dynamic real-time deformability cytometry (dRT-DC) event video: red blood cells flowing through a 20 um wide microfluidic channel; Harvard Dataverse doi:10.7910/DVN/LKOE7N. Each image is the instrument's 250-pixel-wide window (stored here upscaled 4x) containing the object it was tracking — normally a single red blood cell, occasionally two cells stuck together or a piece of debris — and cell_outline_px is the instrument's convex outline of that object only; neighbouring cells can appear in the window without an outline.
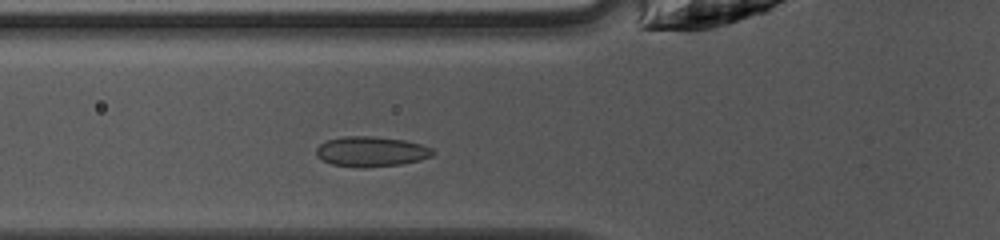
{"species": "common noctule bat (a hibernating species)", "species_latin": "Nyctalus noctula", "temperature_condition": "warm", "stored_images_in_passage": 26, "camera_frame_rate_fps": 3000, "um_per_image_px": 0.085, "animal": {"sex": "female", "body_mass_g": 10.0, "forearm_length_mm": 53.1}, "frame": {"image": 1, "passage_image": 3, "time_ms": 0.667, "image_size_px": [1000, 240], "cell_outline_px": [[436, 152], [432, 156], [420, 160], [400, 164], [332, 164], [316, 156], [316, 148], [324, 140], [344, 136], [372, 136], [404, 140], [420, 144], [432, 148]], "centroid_in_image_um": [31.57, 12.82], "position_along_channel_um": 94.2, "area_um2": 19.54}}
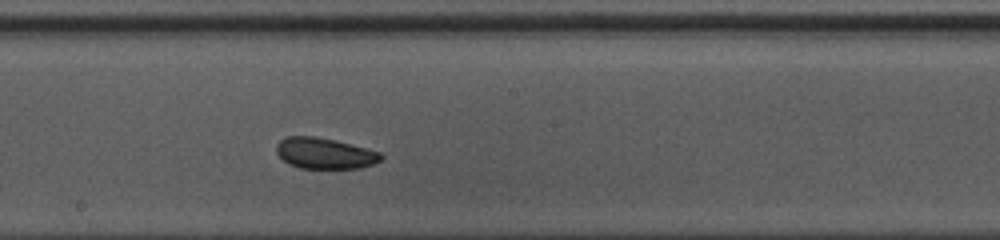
{"frame": {"image": 2, "passage_image": 12, "time_ms": 3.667, "image_size_px": [1000, 240], "cell_outline_px": [[384, 160], [360, 168], [300, 168], [288, 164], [276, 152], [276, 144], [280, 140], [288, 136], [316, 136], [336, 140], [380, 152], [384, 156]], "centroid_in_image_um": [27.61, 13.03], "position_along_channel_um": 220.6, "area_um2": 18.96}}
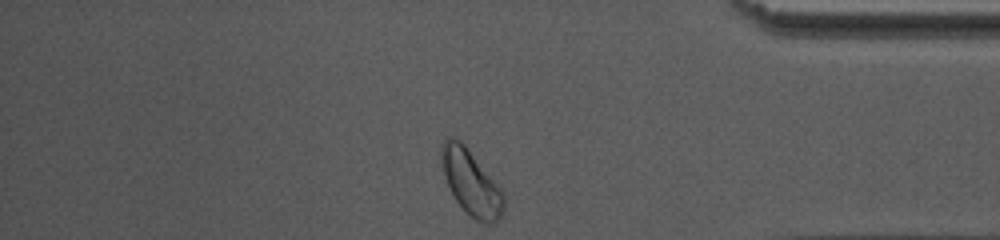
{"frame": {"image": 3, "passage_image": 26, "time_ms": 8.333, "image_size_px": [1000, 240], "cell_outline_px": [[504, 204], [500, 216], [496, 220], [488, 224], [476, 220], [452, 196], [440, 164], [440, 148], [444, 140], [448, 136], [452, 136], [460, 140], [464, 144], [504, 192]], "centroid_in_image_um": [40.0, 15.46], "position_along_channel_um": 395.2, "area_um2": 23.41}, "authors_computed_cell_mechanics": {"area_um2": 19.3919, "velocity_mm_per_s": 4.1835, "shape_relaxation_time_tau1_ms": 0.9756, "shape_relaxation_time_tau2_ms": 1.5391, "deformation_change_tau1": 0.0448, "deformation_change_tau2": 0.0563}}